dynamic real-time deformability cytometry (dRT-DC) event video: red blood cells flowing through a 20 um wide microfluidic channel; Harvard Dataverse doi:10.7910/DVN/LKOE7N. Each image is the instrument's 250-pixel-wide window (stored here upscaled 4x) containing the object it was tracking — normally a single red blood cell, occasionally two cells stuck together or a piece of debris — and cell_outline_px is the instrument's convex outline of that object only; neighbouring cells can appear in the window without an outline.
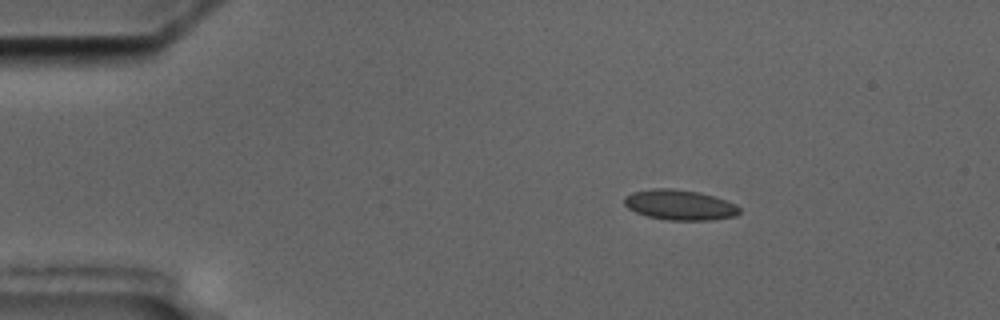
{"species": "common noctule bat (a hibernating species)", "species_latin": "Nyctalus noctula", "temperature_condition": "cold", "stored_images_in_passage": 4, "camera_frame_rate_fps": 3000, "um_per_image_px": 0.085, "animal": {"sex": "male", "body_mass_g": 17.5, "forearm_length_mm": 52.3}, "frame": {"image": 1, "passage_image": 2, "time_ms": 1.333, "image_size_px": [1000, 320], "cell_outline_px": [[740, 212], [736, 216], [712, 220], [668, 220], [648, 216], [636, 212], [628, 208], [624, 204], [624, 196], [632, 192], [652, 188], [672, 188], [700, 192], [716, 196], [736, 204], [740, 208]], "centroid_in_image_um": [57.79, 17.41], "position_along_channel_um": 27.2, "area_um2": 20.52}}